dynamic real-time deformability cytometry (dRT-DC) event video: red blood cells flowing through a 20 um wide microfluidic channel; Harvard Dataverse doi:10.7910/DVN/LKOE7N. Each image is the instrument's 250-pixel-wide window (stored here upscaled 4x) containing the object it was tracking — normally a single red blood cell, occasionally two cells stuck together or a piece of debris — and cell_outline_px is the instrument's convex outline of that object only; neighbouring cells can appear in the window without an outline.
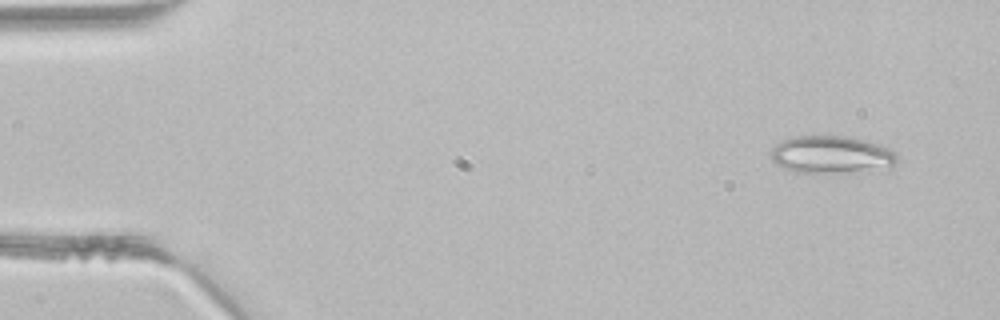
{"species": "common noctule bat (a hibernating species)", "species_latin": "Nyctalus noctula", "temperature_condition": "room temperature", "stored_images_in_passage": 4, "camera_frame_rate_fps": 3000, "um_per_image_px": 0.085, "animal": {"sex": "male", "body_mass_g": 21.5, "forearm_length_mm": 52.0}, "frame": {"image": 1, "passage_image": 1, "time_ms": 0.0, "image_size_px": [1000, 320], "cell_outline_px": [[900, 160], [896, 164], [848, 172], [796, 172], [784, 168], [776, 164], [772, 160], [772, 148], [776, 144], [792, 136], [844, 136], [864, 140], [880, 144], [896, 152], [900, 156]], "centroid_in_image_um": [70.66, 13.12], "position_along_channel_um": 14.3, "area_um2": 27.17}}